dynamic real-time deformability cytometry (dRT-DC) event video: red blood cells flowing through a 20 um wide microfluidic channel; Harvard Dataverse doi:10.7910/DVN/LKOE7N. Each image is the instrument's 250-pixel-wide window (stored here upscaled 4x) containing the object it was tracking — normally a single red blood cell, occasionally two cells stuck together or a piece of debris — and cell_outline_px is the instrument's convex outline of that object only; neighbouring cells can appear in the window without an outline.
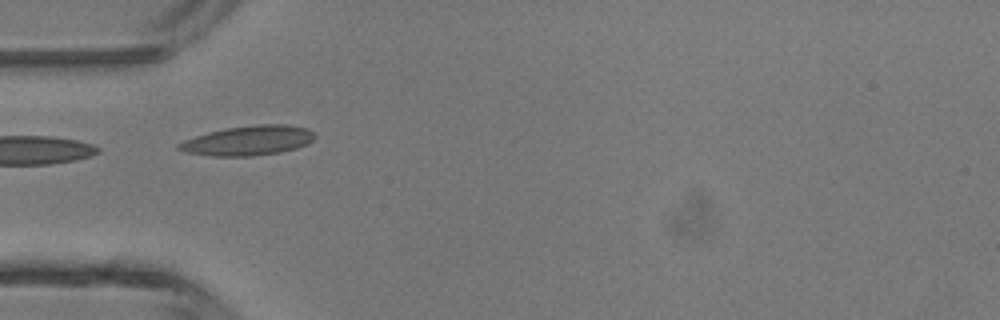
{"species": "common noctule bat (a hibernating species)", "species_latin": "Nyctalus noctula", "temperature_condition": "room temperature", "stored_images_in_passage": 3, "camera_frame_rate_fps": 3000, "um_per_image_px": 0.085, "animal": {"sex": "male", "body_mass_g": 13.3}, "frame": {"image": 1, "passage_image": 3, "time_ms": 0.667, "image_size_px": [1000, 320], "cell_outline_px": [[316, 136], [308, 144], [296, 148], [280, 152], [252, 156], [212, 156], [188, 152], [176, 148], [176, 144], [184, 140], [208, 132], [228, 128], [256, 124], [288, 124], [308, 128]], "centroid_in_image_um": [21.12, 11.94], "position_along_channel_um": 63.9, "area_um2": 23.47}}